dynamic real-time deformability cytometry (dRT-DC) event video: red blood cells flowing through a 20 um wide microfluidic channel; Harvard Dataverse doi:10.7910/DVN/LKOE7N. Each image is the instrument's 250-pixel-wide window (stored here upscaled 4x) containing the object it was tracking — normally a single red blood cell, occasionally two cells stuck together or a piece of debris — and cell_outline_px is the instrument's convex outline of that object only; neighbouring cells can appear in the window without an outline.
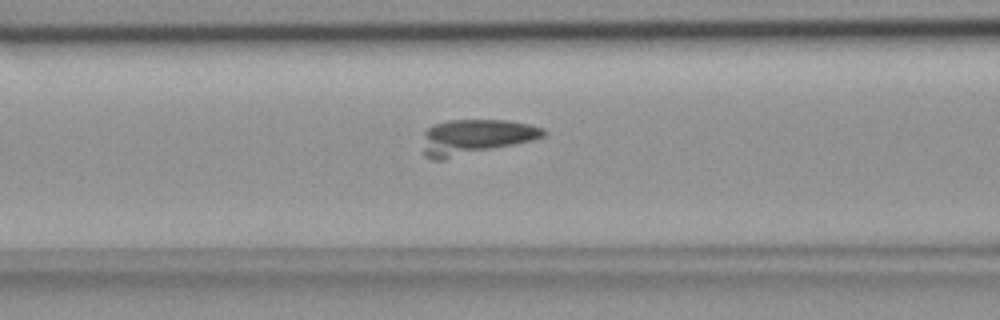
{"species": "common noctule bat (a hibernating species)", "species_latin": "Nyctalus noctula", "temperature_condition": "room temperature", "stored_images_in_passage": 38, "camera_frame_rate_fps": 3000, "um_per_image_px": 0.085, "animal": {"sex": "female", "body_mass_g": 18.4}, "frame": {"image": 1, "passage_image": 16, "time_ms": 5.0, "image_size_px": [1000, 320], "cell_outline_px": [[548, 132], [544, 136], [532, 140], [444, 160], [432, 160], [424, 156], [424, 132], [432, 124], [448, 120], [508, 120], [528, 124], [544, 128]], "centroid_in_image_um": [40.39, 11.64], "position_along_channel_um": 126.2, "area_um2": 24.74}}
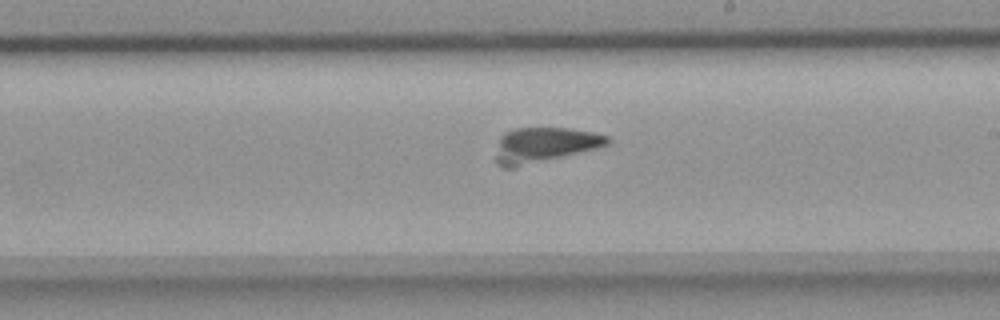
{"frame": {"image": 2, "passage_image": 25, "time_ms": 8.0, "image_size_px": [1000, 320], "cell_outline_px": [[612, 140], [608, 144], [600, 148], [516, 168], [504, 168], [496, 164], [496, 156], [500, 136], [504, 132], [516, 128], [568, 128], [592, 132], [608, 136]], "centroid_in_image_um": [46.28, 12.34], "position_along_channel_um": 242.7, "area_um2": 23.12}}
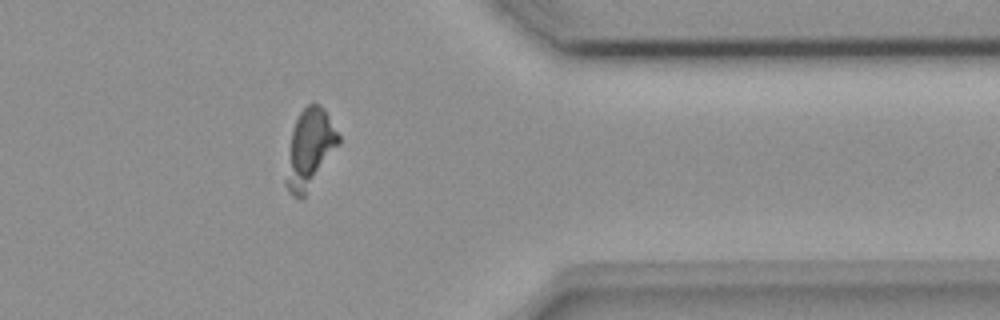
{"frame": {"image": 3, "passage_image": 37, "time_ms": 12.0, "image_size_px": [1000, 320], "cell_outline_px": [[340, 144], [304, 196], [300, 200], [292, 196], [288, 192], [284, 184], [284, 180], [292, 128], [300, 112], [308, 104], [320, 104], [324, 108], [340, 136]], "centroid_in_image_um": [26.31, 12.67], "position_along_channel_um": 385.1, "area_um2": 24.16}}